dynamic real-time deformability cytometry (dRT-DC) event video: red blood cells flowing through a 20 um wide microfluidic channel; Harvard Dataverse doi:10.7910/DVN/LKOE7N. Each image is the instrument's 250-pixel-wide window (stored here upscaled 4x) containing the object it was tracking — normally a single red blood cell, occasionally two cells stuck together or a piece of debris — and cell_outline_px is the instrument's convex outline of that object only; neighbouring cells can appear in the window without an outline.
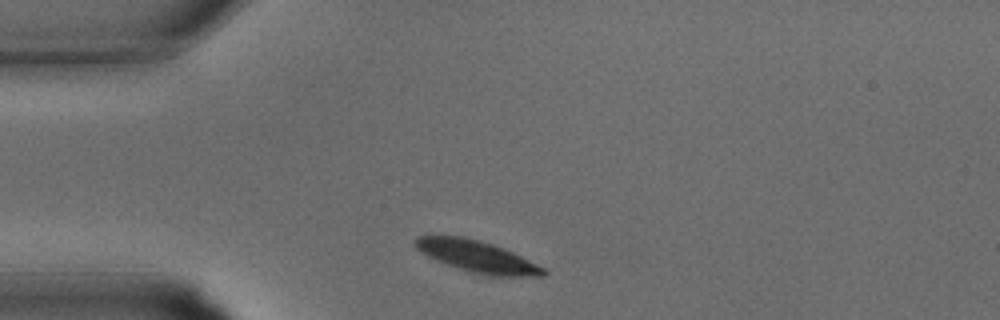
{"species": "common noctule bat (a hibernating species)", "species_latin": "Nyctalus noctula", "temperature_condition": "warm", "stored_images_in_passage": 24, "camera_frame_rate_fps": 3000, "um_per_image_px": 0.085, "animal": {"sex": "male", "body_mass_g": 15.6}, "frame": {"image": 1, "passage_image": 2, "time_ms": 0.333, "image_size_px": [1000, 320], "cell_outline_px": [[548, 272], [544, 276], [488, 276], [468, 272], [436, 260], [420, 252], [412, 244], [412, 240], [416, 236], [464, 236], [480, 240], [504, 248], [544, 268]], "centroid_in_image_um": [40.5, 21.8], "position_along_channel_um": 44.5, "area_um2": 23.7}}
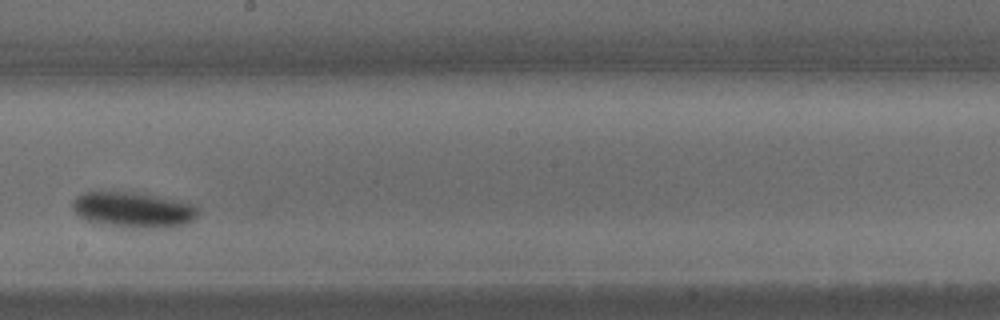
{"frame": {"image": 2, "passage_image": 13, "time_ms": 4.0, "image_size_px": [1000, 320], "cell_outline_px": [[196, 216], [188, 224], [172, 228], [144, 228], [100, 224], [88, 220], [80, 216], [72, 208], [72, 200], [76, 196], [84, 192], [128, 192], [156, 196], [192, 204], [196, 208]], "centroid_in_image_um": [11.31, 17.85], "position_along_channel_um": 236.9, "area_um2": 25.72}}
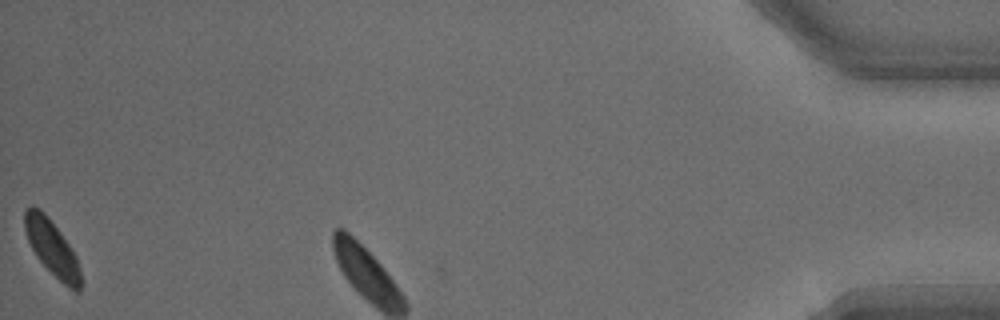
{"frame": {"image": 3, "passage_image": 24, "time_ms": 7.667, "image_size_px": [1000, 320], "cell_outline_px": [[84, 284], [80, 292], [76, 292], [64, 284], [36, 256], [28, 240], [24, 228], [24, 212], [32, 204], [40, 208], [48, 216], [72, 248], [76, 256], [84, 280]], "centroid_in_image_um": [4.47, 21.09], "position_along_channel_um": 430.7, "area_um2": 18.26}}